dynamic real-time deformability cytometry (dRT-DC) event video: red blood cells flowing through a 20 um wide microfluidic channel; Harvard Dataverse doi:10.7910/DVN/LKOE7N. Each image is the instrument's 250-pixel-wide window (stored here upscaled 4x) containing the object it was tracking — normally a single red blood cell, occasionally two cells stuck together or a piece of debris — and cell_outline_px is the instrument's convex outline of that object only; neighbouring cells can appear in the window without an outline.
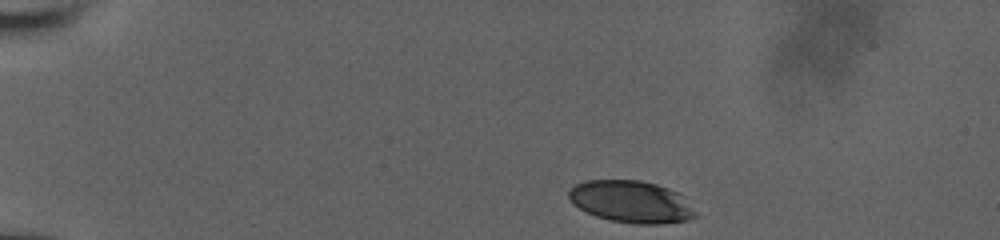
{"species": "human", "species_latin": "Homo sapiens", "temperature_condition": "room temperature", "stored_images_in_passage": 39, "camera_frame_rate_fps": 3000, "um_per_image_px": 0.085, "donor": {"sex": "male"}, "frame": {"image": 1, "passage_image": 1, "time_ms": 0.0, "image_size_px": [1000, 240], "cell_outline_px": [[696, 216], [688, 220], [660, 224], [636, 224], [612, 220], [596, 216], [572, 204], [568, 196], [568, 192], [576, 184], [584, 180], [640, 180], [656, 184], [680, 192], [696, 212]], "centroid_in_image_um": [53.66, 17.14], "position_along_channel_um": 31.3, "area_um2": 31.04}}
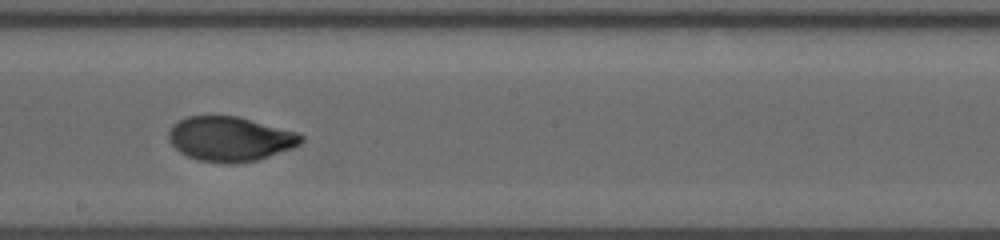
{"frame": {"image": 2, "passage_image": 23, "time_ms": 7.333, "image_size_px": [1000, 240], "cell_outline_px": [[304, 140], [300, 144], [292, 148], [256, 160], [236, 164], [224, 164], [196, 160], [180, 152], [168, 140], [168, 132], [172, 124], [188, 116], [236, 116], [296, 132], [304, 136]], "centroid_in_image_um": [19.53, 11.82], "position_along_channel_um": 228.7, "area_um2": 34.39}}
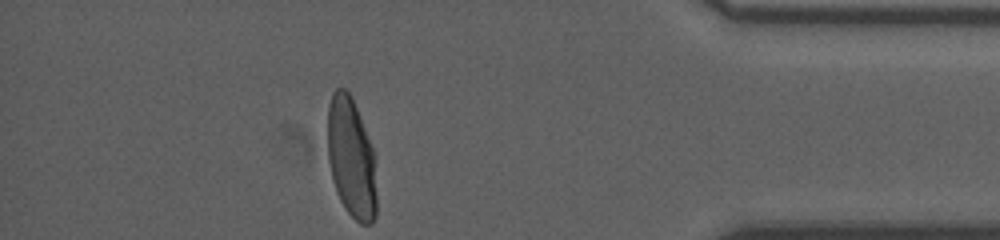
{"frame": {"image": 3, "passage_image": 39, "time_ms": 12.667, "image_size_px": [1000, 240], "cell_outline_px": [[376, 216], [372, 224], [360, 224], [344, 208], [336, 192], [332, 180], [328, 160], [328, 108], [332, 92], [336, 88], [344, 88], [352, 96], [376, 156]], "centroid_in_image_um": [29.87, 13.45], "position_along_channel_um": 405.3, "area_um2": 34.85}, "authors_computed_cell_mechanics": {"area_um2": 34.0442, "velocity_mm_per_s": 3.9294, "shape_relaxation_time_tau1_ms": 4.1836, "shape_relaxation_time_tau2_ms": null, "deformation_change_tau1": 0.1866, "deformation_change_tau2": null}}